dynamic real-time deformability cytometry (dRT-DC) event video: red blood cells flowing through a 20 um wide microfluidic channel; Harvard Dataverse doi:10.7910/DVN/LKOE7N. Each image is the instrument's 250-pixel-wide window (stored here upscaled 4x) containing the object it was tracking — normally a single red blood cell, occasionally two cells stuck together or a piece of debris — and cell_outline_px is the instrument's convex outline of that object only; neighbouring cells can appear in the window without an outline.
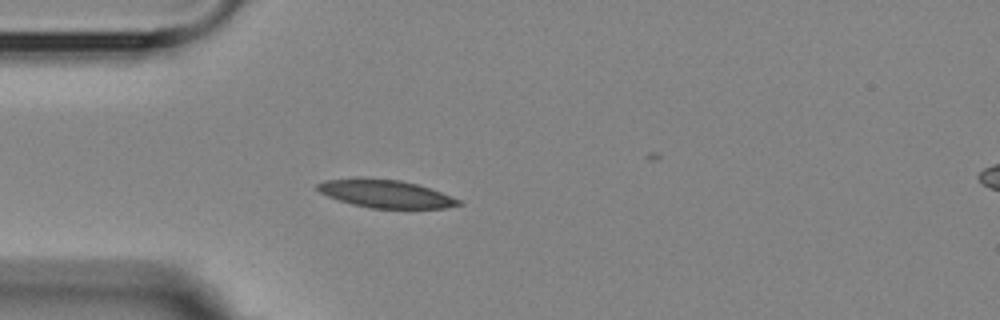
{"species": "Egyptian fruit bat (a non-hibernating species)", "species_latin": "Rousettus aegyptiacus", "temperature_condition": "room temperature", "stored_images_in_passage": 3, "camera_frame_rate_fps": 3000, "um_per_image_px": 0.085, "animal": {"sex": "female"}, "frame": {"image": 1, "passage_image": 2, "time_ms": 1.0, "image_size_px": [1000, 320], "cell_outline_px": [[464, 204], [444, 208], [372, 208], [352, 204], [328, 196], [320, 192], [316, 188], [316, 184], [324, 180], [400, 180], [416, 184], [440, 192], [460, 200]], "centroid_in_image_um": [32.82, 16.51], "position_along_channel_um": 52.2, "area_um2": 21.96}}